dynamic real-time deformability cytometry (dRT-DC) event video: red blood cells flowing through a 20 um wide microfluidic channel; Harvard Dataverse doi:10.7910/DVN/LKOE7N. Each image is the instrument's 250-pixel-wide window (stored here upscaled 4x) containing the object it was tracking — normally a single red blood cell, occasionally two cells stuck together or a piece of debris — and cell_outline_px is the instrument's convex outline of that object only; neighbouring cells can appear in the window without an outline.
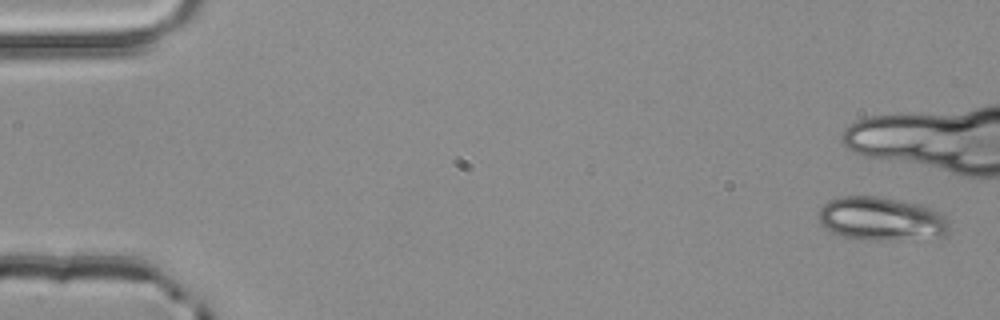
{"species": "common noctule bat (a hibernating species)", "species_latin": "Nyctalus noctula", "temperature_condition": "room temperature", "stored_images_in_passage": 7, "camera_frame_rate_fps": 3000, "um_per_image_px": 0.085, "animal": {"sex": "male", "body_mass_g": 20.4}, "frame": {"image": 1, "passage_image": 1, "time_ms": 0.0, "image_size_px": [1000, 320], "cell_outline_px": [[948, 232], [944, 236], [892, 240], [868, 240], [844, 236], [832, 232], [824, 228], [820, 224], [820, 208], [828, 200], [840, 196], [880, 196], [920, 204], [932, 208], [940, 212], [948, 220]], "centroid_in_image_um": [74.92, 18.59], "position_along_channel_um": 10.1, "area_um2": 33.29}}
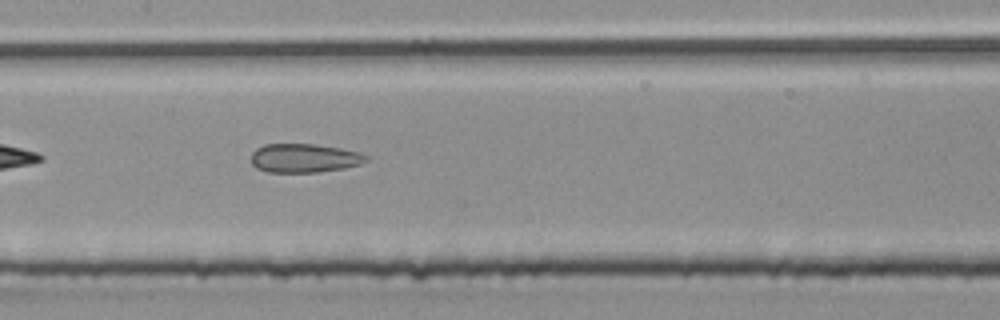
{"frame": {"image": 2, "passage_image": 7, "time_ms": 2.0, "image_size_px": [1000, 320], "cell_outline_px": [[368, 160], [360, 164], [344, 168], [316, 172], [268, 172], [256, 168], [252, 164], [252, 152], [256, 148], [264, 144], [316, 144], [340, 148], [360, 152], [368, 156]], "centroid_in_image_um": [25.86, 13.43], "position_along_channel_um": 181.5, "area_um2": 19.36}}